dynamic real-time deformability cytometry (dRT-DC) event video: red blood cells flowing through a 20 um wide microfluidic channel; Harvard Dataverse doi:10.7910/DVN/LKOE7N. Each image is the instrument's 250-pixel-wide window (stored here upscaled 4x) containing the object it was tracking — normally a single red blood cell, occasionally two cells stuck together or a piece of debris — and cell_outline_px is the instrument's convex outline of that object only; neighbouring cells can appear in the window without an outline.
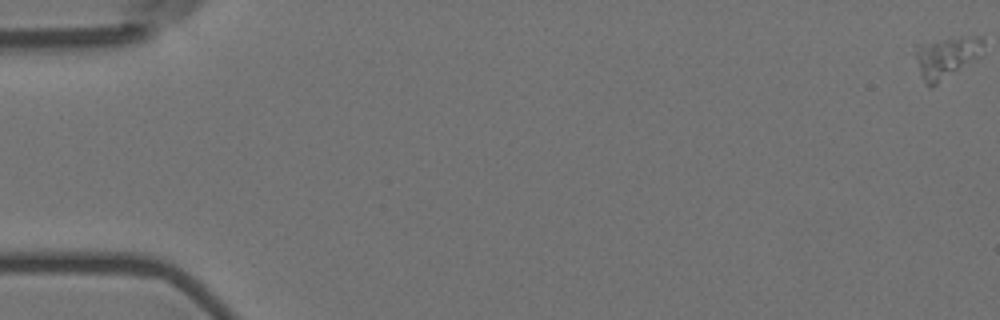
{"species": "Egyptian fruit bat (a non-hibernating species)", "species_latin": "Rousettus aegyptiacus", "temperature_condition": "room temperature", "stored_images_in_passage": 7, "camera_frame_rate_fps": 3000, "um_per_image_px": 0.085, "animal": {"sex": "female"}, "frame": {"image": 1, "passage_image": 1, "time_ms": 0.0, "image_size_px": [1000, 320], "cell_outline_px": [[984, 44], [980, 56], [932, 88], [928, 88], [920, 72], [912, 52], [920, 44], [960, 36], [984, 36]], "centroid_in_image_um": [80.45, 4.86], "position_along_channel_um": 4.6, "area_um2": 16.59}}